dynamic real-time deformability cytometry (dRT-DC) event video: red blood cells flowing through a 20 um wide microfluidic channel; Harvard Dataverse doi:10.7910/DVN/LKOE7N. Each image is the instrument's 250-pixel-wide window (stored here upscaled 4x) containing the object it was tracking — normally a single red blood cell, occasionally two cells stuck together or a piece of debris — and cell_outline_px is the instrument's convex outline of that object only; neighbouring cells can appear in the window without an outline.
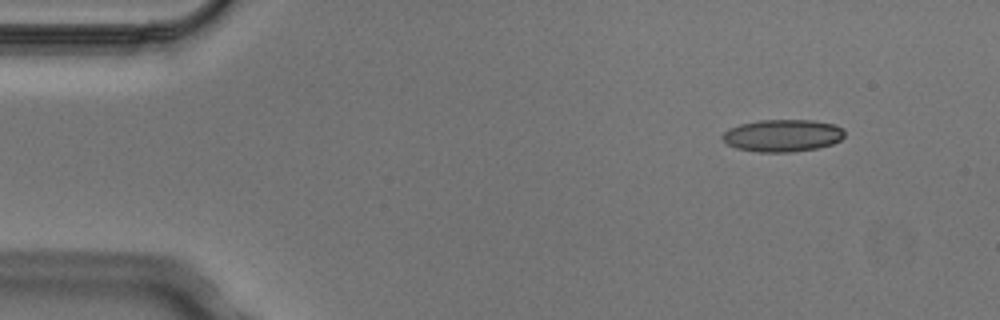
{"species": "Egyptian fruit bat (a non-hibernating species)", "species_latin": "Rousettus aegyptiacus", "temperature_condition": "cold", "stored_images_in_passage": 5, "camera_frame_rate_fps": 3000, "um_per_image_px": 0.085, "animal": {"sex": "male"}, "frame": {"image": 1, "passage_image": 1, "time_ms": 0.0, "image_size_px": [1000, 320], "cell_outline_px": [[844, 136], [840, 140], [832, 144], [816, 148], [792, 152], [760, 152], [736, 148], [728, 144], [720, 136], [728, 128], [740, 124], [760, 120], [812, 120], [836, 124], [844, 132]], "centroid_in_image_um": [66.51, 11.52], "position_along_channel_um": 18.5, "area_um2": 22.95}}
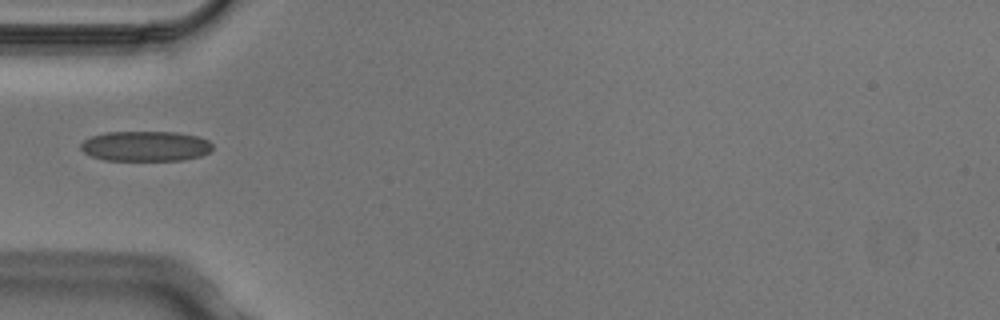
{"frame": {"image": 2, "passage_image": 4, "time_ms": 1.0, "image_size_px": [1000, 320], "cell_outline_px": [[212, 148], [208, 152], [200, 156], [180, 160], [104, 160], [92, 156], [84, 152], [80, 148], [80, 144], [84, 140], [92, 136], [108, 132], [176, 132], [196, 136], [208, 140], [212, 144]], "centroid_in_image_um": [12.35, 12.42], "position_along_channel_um": 72.6, "area_um2": 23.0}}
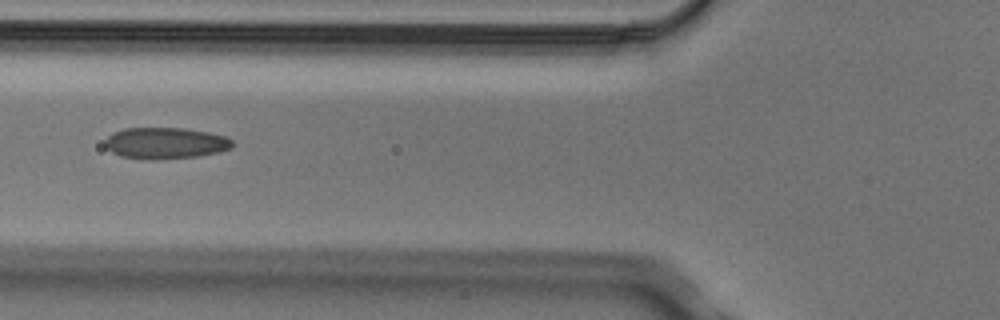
{"frame": {"image": 3, "passage_image": 5, "time_ms": 1.333, "image_size_px": [1000, 320], "cell_outline_px": [[232, 148], [220, 152], [196, 156], [120, 156], [112, 152], [104, 144], [104, 140], [112, 132], [124, 128], [184, 128], [208, 132], [224, 136], [232, 140]], "centroid_in_image_um": [14.07, 12.1], "position_along_channel_um": 111.7, "area_um2": 22.2}}